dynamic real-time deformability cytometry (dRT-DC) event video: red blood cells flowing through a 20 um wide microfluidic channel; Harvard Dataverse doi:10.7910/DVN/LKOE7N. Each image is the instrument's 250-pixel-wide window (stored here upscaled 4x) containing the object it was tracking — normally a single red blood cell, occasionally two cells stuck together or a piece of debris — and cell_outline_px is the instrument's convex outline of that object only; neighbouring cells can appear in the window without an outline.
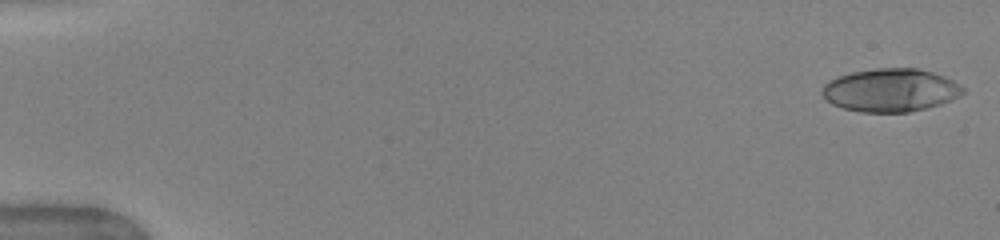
{"species": "human", "species_latin": "Homo sapiens", "temperature_condition": "warm", "stored_images_in_passage": 50, "camera_frame_rate_fps": 3000, "um_per_image_px": 0.085, "donor": {"sex": "female"}, "frame": {"image": 1, "passage_image": 1, "time_ms": 0.0, "image_size_px": [1000, 240], "cell_outline_px": [[964, 92], [960, 96], [940, 104], [908, 112], [860, 112], [844, 108], [832, 104], [820, 92], [824, 84], [840, 76], [852, 72], [876, 68], [916, 68], [932, 72], [944, 76], [960, 84], [964, 88]], "centroid_in_image_um": [75.71, 7.66], "position_along_channel_um": 9.3, "area_um2": 35.14}}
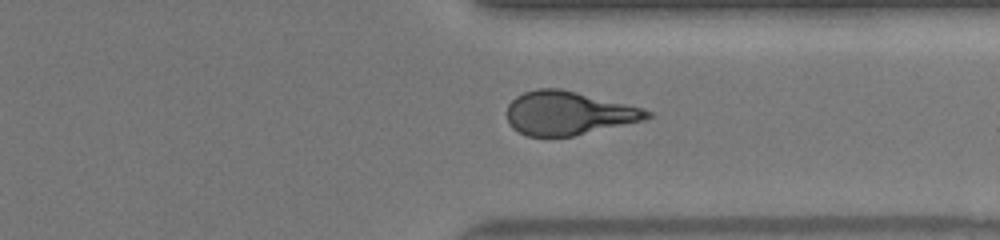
{"frame": {"image": 2, "passage_image": 39, "time_ms": 12.667, "image_size_px": [1000, 240], "cell_outline_px": [[652, 116], [644, 120], [572, 136], [528, 136], [512, 128], [508, 124], [508, 104], [516, 96], [524, 92], [536, 88], [560, 88], [644, 108], [652, 112]], "centroid_in_image_um": [48.3, 9.61], "position_along_channel_um": 363.1, "area_um2": 35.43}}
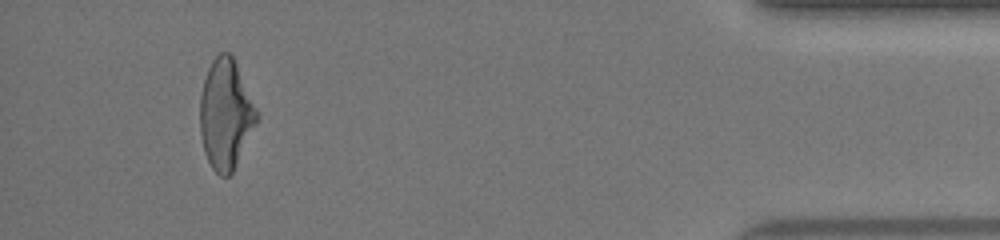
{"frame": {"image": 3, "passage_image": 47, "time_ms": 15.333, "image_size_px": [1000, 240], "cell_outline_px": [[260, 116], [232, 172], [228, 176], [220, 176], [212, 168], [204, 152], [200, 132], [200, 96], [204, 80], [208, 68], [212, 60], [220, 52], [228, 52], [232, 56], [236, 64]], "centroid_in_image_um": [19.17, 9.71], "position_along_channel_um": 416.0, "area_um2": 35.95}, "authors_computed_cell_mechanics": {"area_um2": 35.9227, "velocity_mm_per_s": 4.0556, "shape_relaxation_time_tau1_ms": 6.4371, "shape_relaxation_time_tau2_ms": 1.9314, "deformation_change_tau1": 0.2267, "deformation_change_tau2": 0.1219}}